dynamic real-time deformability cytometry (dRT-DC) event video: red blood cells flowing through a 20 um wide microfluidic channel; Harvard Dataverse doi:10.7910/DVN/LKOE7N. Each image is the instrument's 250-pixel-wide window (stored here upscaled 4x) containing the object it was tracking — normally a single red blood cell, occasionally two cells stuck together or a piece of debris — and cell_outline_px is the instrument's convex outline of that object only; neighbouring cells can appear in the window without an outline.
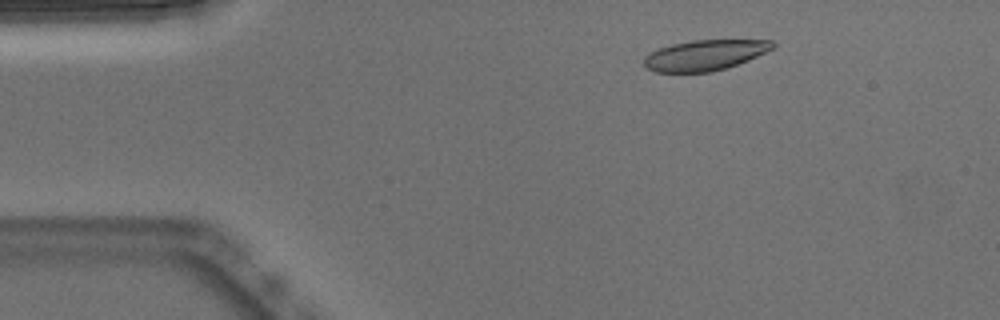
{"species": "Egyptian fruit bat (a non-hibernating species)", "species_latin": "Rousettus aegyptiacus", "temperature_condition": "warm", "stored_images_in_passage": 51, "camera_frame_rate_fps": 3000, "um_per_image_px": 0.085, "animal": {"sex": "male"}, "frame": {"image": 1, "passage_image": 7, "time_ms": 2.0, "image_size_px": [1000, 320], "cell_outline_px": [[776, 48], [748, 60], [728, 68], [712, 72], [656, 72], [648, 68], [644, 64], [644, 56], [660, 48], [672, 44], [692, 40], [772, 40], [776, 44]], "centroid_in_image_um": [59.96, 4.69], "position_along_channel_um": 25.0, "area_um2": 22.95}}
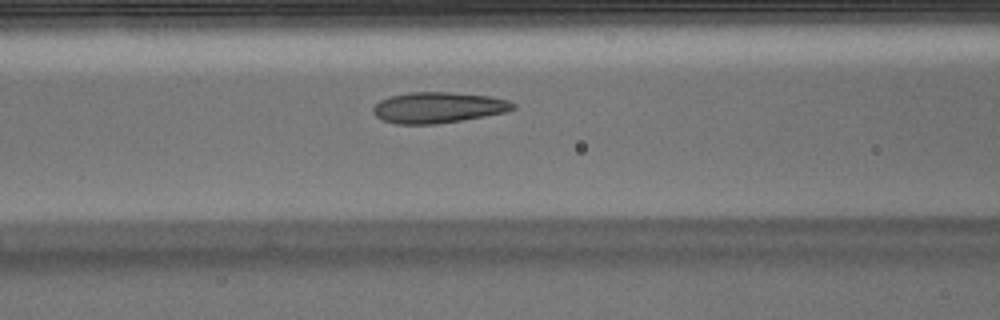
{"frame": {"image": 2, "passage_image": 20, "time_ms": 6.333, "image_size_px": [1000, 320], "cell_outline_px": [[516, 108], [508, 112], [436, 124], [396, 124], [384, 120], [376, 116], [372, 112], [372, 108], [380, 100], [392, 96], [408, 92], [448, 92], [492, 96], [508, 100], [516, 104]], "centroid_in_image_um": [37.27, 9.13], "position_along_channel_um": 129.3, "area_um2": 25.2}}
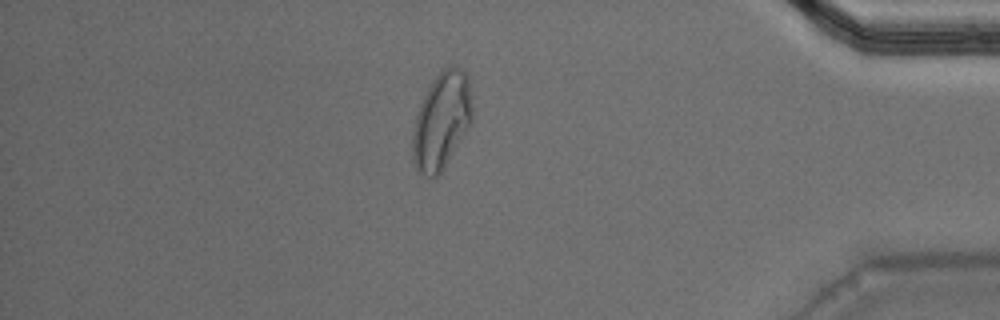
{"frame": {"image": 3, "passage_image": 44, "time_ms": 14.333, "image_size_px": [1000, 320], "cell_outline_px": [[472, 120], [444, 168], [436, 180], [420, 172], [416, 168], [412, 160], [412, 132], [416, 116], [420, 104], [428, 88], [436, 76], [444, 68], [452, 64], [460, 68], [468, 76], [472, 104]], "centroid_in_image_um": [37.52, 10.28], "position_along_channel_um": 397.7, "area_um2": 33.58}, "authors_computed_cell_mechanics": {"area_um2": 24.9696, "velocity_mm_per_s": 3.8194, "shape_relaxation_time_tau1_ms": null, "shape_relaxation_time_tau2_ms": 1.3452, "deformation_change_tau1": null, "deformation_change_tau2": 0.0866}}